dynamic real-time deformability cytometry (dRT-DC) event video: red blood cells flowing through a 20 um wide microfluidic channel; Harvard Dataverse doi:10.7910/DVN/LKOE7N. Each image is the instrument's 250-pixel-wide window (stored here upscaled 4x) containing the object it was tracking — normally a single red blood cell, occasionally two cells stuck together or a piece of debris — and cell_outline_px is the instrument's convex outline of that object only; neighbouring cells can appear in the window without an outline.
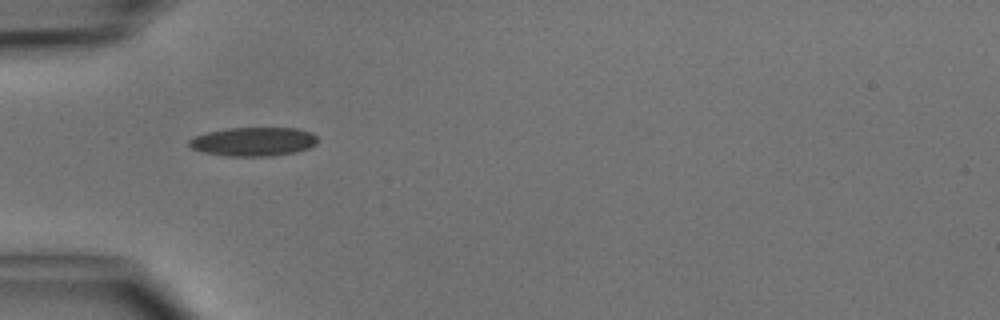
{"species": "common noctule bat (a hibernating species)", "species_latin": "Nyctalus noctula", "temperature_condition": "cold", "stored_images_in_passage": 34, "camera_frame_rate_fps": 3000, "um_per_image_px": 0.085, "animal": {"sex": "male", "body_mass_g": 15.6}, "frame": {"image": 1, "passage_image": 1, "time_ms": 0.0, "image_size_px": [1000, 320], "cell_outline_px": [[316, 144], [308, 148], [296, 152], [272, 156], [232, 156], [204, 152], [192, 148], [188, 144], [188, 140], [196, 136], [208, 132], [228, 128], [296, 128], [312, 132], [316, 136]], "centroid_in_image_um": [21.57, 12.03], "position_along_channel_um": 63.4, "area_um2": 21.44}}
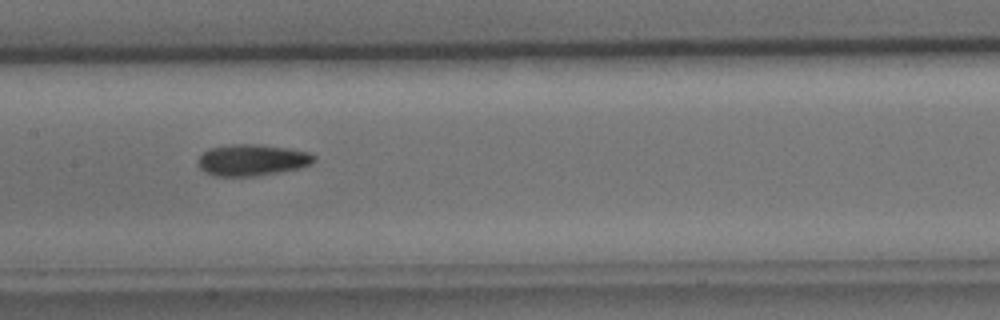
{"frame": {"image": 2, "passage_image": 10, "time_ms": 3.0, "image_size_px": [1000, 320], "cell_outline_px": [[316, 160], [312, 164], [300, 168], [252, 176], [216, 176], [204, 172], [196, 164], [196, 160], [208, 148], [232, 144], [260, 144], [288, 148], [312, 152], [316, 156]], "centroid_in_image_um": [21.43, 13.59], "position_along_channel_um": 186.0, "area_um2": 21.5}}
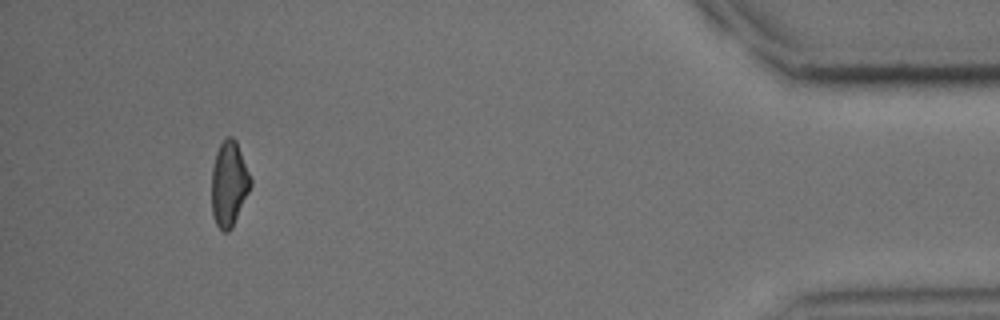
{"frame": {"image": 3, "passage_image": 31, "time_ms": 10.0, "image_size_px": [1000, 320], "cell_outline_px": [[252, 184], [232, 228], [228, 232], [224, 232], [216, 224], [212, 212], [212, 168], [216, 152], [220, 144], [228, 136], [232, 136], [236, 140], [252, 180]], "centroid_in_image_um": [19.47, 15.62], "position_along_channel_um": 415.7, "area_um2": 19.19}, "authors_computed_cell_mechanics": {"area_um2": 20.2011, "velocity_mm_per_s": 4.132, "shape_relaxation_time_tau1_ms": 4.6152, "shape_relaxation_time_tau2_ms": 5.0519, "deformation_change_tau1": 0.135, "deformation_change_tau2": 0.1202}}